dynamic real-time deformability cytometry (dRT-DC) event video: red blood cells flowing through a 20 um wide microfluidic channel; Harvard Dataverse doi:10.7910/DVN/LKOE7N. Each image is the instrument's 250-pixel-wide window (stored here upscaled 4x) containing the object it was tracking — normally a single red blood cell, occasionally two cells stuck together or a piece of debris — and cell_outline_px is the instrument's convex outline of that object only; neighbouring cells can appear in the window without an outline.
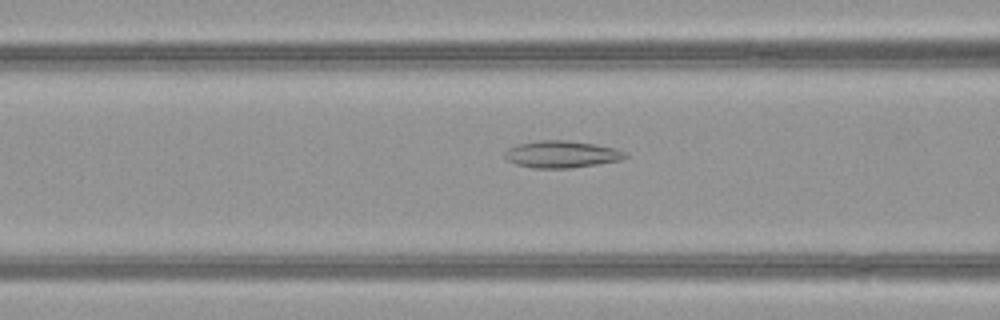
{"species": "common noctule bat (a hibernating species)", "species_latin": "Nyctalus noctula", "temperature_condition": "warm", "stored_images_in_passage": 51, "camera_frame_rate_fps": 3000, "um_per_image_px": 0.085, "animal": {"sex": "female", "body_mass_g": 21.9}, "frame": {"image": 1, "passage_image": 21, "time_ms": 6.667, "image_size_px": [1000, 320], "cell_outline_px": [[628, 156], [620, 160], [596, 164], [568, 168], [532, 168], [516, 164], [508, 160], [504, 156], [504, 152], [508, 148], [516, 144], [540, 140], [568, 140], [616, 148], [628, 152]], "centroid_in_image_um": [47.73, 13.1], "position_along_channel_um": 118.9, "area_um2": 18.96}}
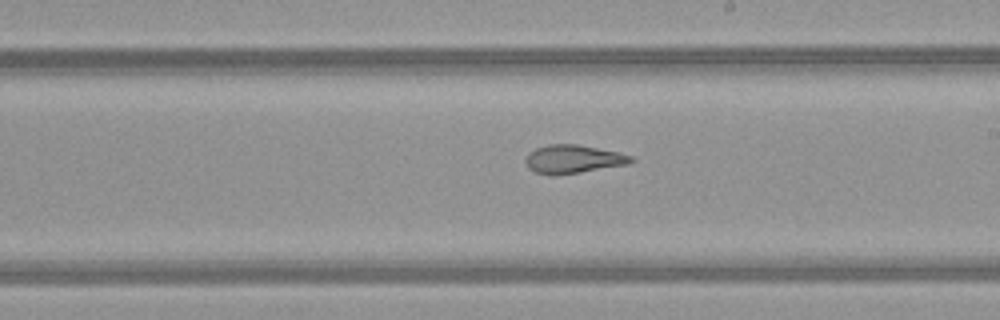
{"frame": {"image": 2, "passage_image": 30, "time_ms": 9.667, "image_size_px": [1000, 320], "cell_outline_px": [[636, 160], [628, 164], [556, 176], [548, 176], [536, 172], [528, 168], [524, 160], [528, 152], [536, 148], [548, 144], [576, 144], [620, 152], [632, 156]], "centroid_in_image_um": [48.69, 13.53], "position_along_channel_um": 240.3, "area_um2": 17.69}}
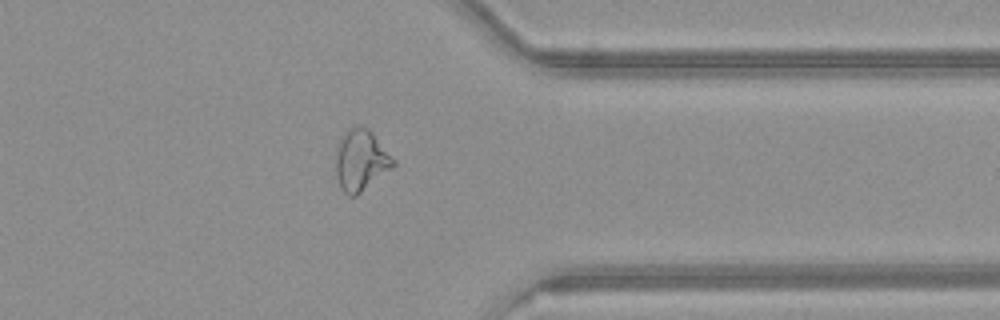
{"frame": {"image": 3, "passage_image": 41, "time_ms": 13.333, "image_size_px": [1000, 320], "cell_outline_px": [[396, 164], [392, 168], [356, 196], [348, 196], [340, 188], [336, 176], [336, 152], [340, 140], [344, 132], [348, 128], [368, 128], [372, 132], [396, 160]], "centroid_in_image_um": [30.68, 13.65], "position_along_channel_um": 380.7, "area_um2": 20.35}, "authors_computed_cell_mechanics": {"area_um2": 21.7906, "velocity_mm_per_s": 4.0394, "shape_relaxation_time_tau1_ms": null, "shape_relaxation_time_tau2_ms": 2.536, "deformation_change_tau1": null, "deformation_change_tau2": 0.0975}}